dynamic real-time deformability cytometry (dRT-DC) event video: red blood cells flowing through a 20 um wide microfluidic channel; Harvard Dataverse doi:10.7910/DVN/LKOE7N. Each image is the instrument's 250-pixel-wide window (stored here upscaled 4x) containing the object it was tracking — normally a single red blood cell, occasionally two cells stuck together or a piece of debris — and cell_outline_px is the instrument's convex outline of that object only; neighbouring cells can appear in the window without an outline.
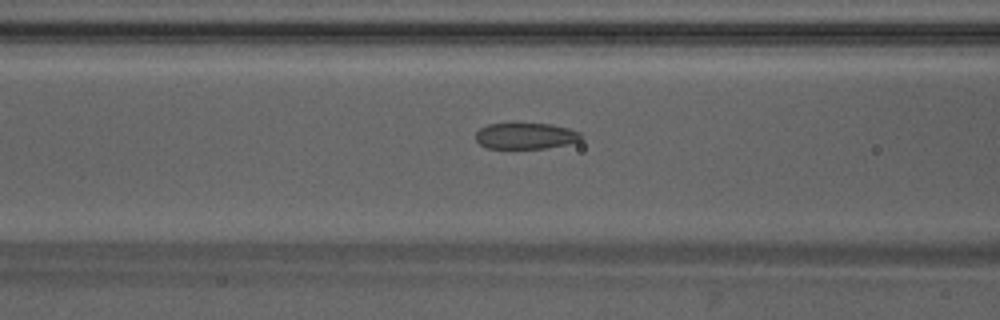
{"species": "Egyptian fruit bat (a non-hibernating species)", "species_latin": "Rousettus aegyptiacus", "temperature_condition": "warm", "stored_images_in_passage": 36, "camera_frame_rate_fps": 3000, "um_per_image_px": 0.085, "animal": {"sex": "male"}, "frame": {"image": 1, "passage_image": 12, "time_ms": 3.667, "image_size_px": [1000, 320], "cell_outline_px": [[584, 136], [580, 140], [568, 144], [544, 148], [484, 148], [476, 140], [476, 132], [480, 128], [488, 124], [552, 124], [568, 128], [580, 132]], "centroid_in_image_um": [44.69, 11.56], "position_along_channel_um": 121.9, "area_um2": 16.01}}
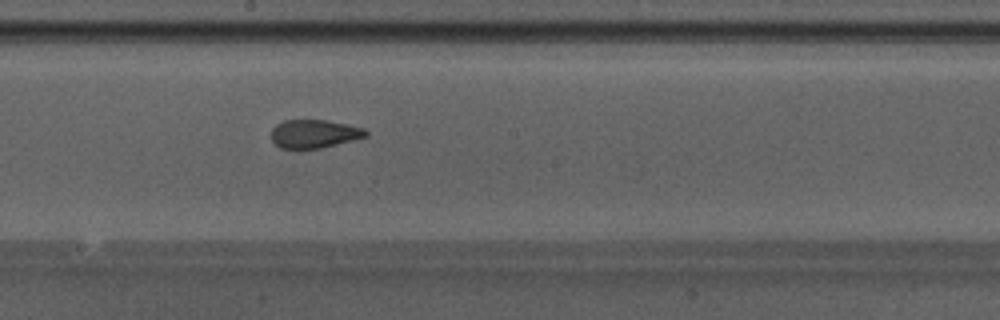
{"frame": {"image": 2, "passage_image": 19, "time_ms": 6.0, "image_size_px": [1000, 320], "cell_outline_px": [[368, 136], [320, 148], [280, 148], [272, 140], [272, 128], [276, 124], [284, 120], [324, 120], [348, 124], [364, 128], [368, 132]], "centroid_in_image_um": [26.71, 11.36], "position_along_channel_um": 221.5, "area_um2": 15.49}}
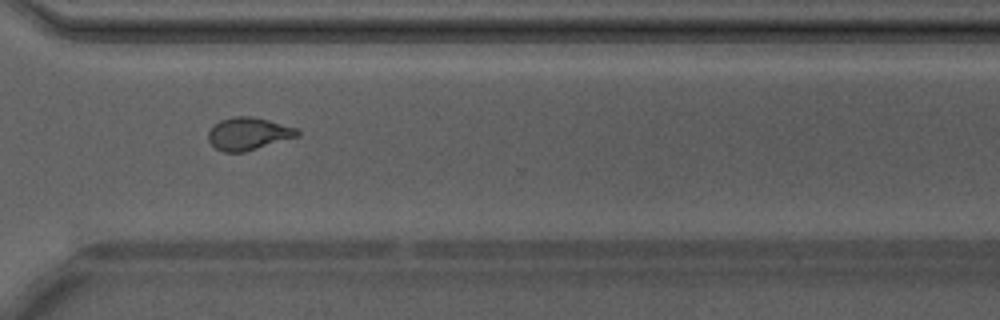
{"frame": {"image": 3, "passage_image": 28, "time_ms": 9.0, "image_size_px": [1000, 320], "cell_outline_px": [[300, 136], [244, 152], [224, 152], [216, 148], [208, 140], [208, 132], [220, 120], [232, 116], [252, 116], [268, 120], [296, 128], [300, 132]], "centroid_in_image_um": [21.12, 11.36], "position_along_channel_um": 349.5, "area_um2": 16.82}, "authors_computed_cell_mechanics": {"area_um2": 16.7042, "velocity_mm_per_s": 4.2722, "shape_relaxation_time_tau1_ms": null, "shape_relaxation_time_tau2_ms": 1.1706, "deformation_change_tau1": null, "deformation_change_tau2": 0.0747}}